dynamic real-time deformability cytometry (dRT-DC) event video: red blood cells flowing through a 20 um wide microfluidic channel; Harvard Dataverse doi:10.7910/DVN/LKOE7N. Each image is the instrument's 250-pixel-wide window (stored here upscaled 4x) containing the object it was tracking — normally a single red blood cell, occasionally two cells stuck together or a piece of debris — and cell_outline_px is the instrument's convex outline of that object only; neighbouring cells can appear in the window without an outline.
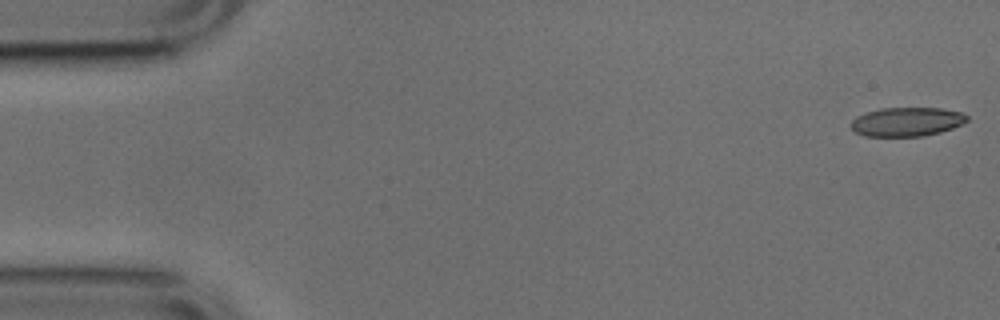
{"species": "common noctule bat (a hibernating species)", "species_latin": "Nyctalus noctula", "temperature_condition": "cold", "stored_images_in_passage": 8, "camera_frame_rate_fps": 3000, "um_per_image_px": 0.085, "animal": {"sex": "male", "body_mass_g": 17.9, "forearm_length_mm": 54.2}, "frame": {"image": 1, "passage_image": 1, "time_ms": 0.0, "image_size_px": [1000, 320], "cell_outline_px": [[968, 120], [952, 128], [940, 132], [924, 136], [864, 136], [856, 132], [852, 128], [852, 120], [856, 116], [880, 108], [940, 108], [960, 112], [968, 116]], "centroid_in_image_um": [77.07, 10.35], "position_along_channel_um": 7.9, "area_um2": 19.42}}